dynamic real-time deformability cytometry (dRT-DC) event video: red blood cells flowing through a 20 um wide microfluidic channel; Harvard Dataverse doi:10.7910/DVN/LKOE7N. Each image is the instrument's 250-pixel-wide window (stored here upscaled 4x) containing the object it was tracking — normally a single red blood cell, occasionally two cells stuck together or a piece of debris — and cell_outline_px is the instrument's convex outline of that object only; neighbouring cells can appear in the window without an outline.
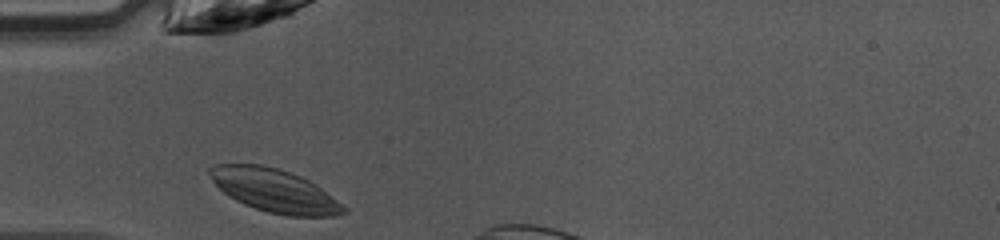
{"species": "common noctule bat (a hibernating species)", "species_latin": "Nyctalus noctula", "temperature_condition": "warm", "stored_images_in_passage": 7, "camera_frame_rate_fps": 3000, "um_per_image_px": 0.085, "animal": {"sex": "female", "body_mass_g": 10.0, "forearm_length_mm": 53.1}, "frame": {"image": 1, "passage_image": 1, "time_ms": 0.0, "image_size_px": [1000, 240], "cell_outline_px": [[348, 212], [332, 216], [288, 216], [268, 212], [244, 204], [228, 196], [212, 180], [208, 172], [208, 168], [212, 164], [264, 164], [280, 168], [300, 176], [308, 180], [320, 188], [348, 208]], "centroid_in_image_um": [23.32, 16.18], "position_along_channel_um": 61.7, "area_um2": 33.58}}
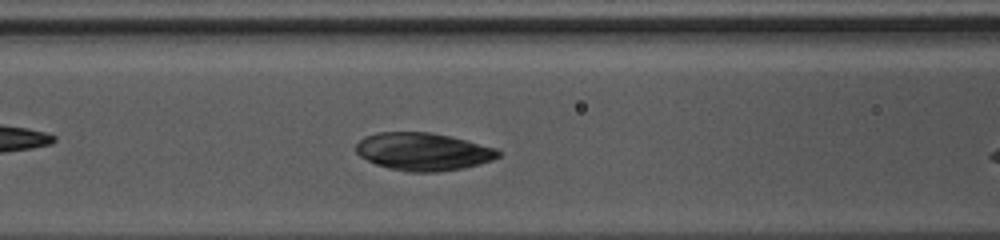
{"frame": {"image": 2, "passage_image": 6, "time_ms": 1.667, "image_size_px": [1000, 240], "cell_outline_px": [[504, 152], [500, 156], [492, 160], [480, 164], [464, 168], [436, 172], [412, 172], [388, 168], [376, 164], [360, 156], [356, 152], [356, 144], [364, 136], [376, 132], [432, 132], [496, 148]], "centroid_in_image_um": [35.97, 12.89], "position_along_channel_um": 130.6, "area_um2": 31.33}}